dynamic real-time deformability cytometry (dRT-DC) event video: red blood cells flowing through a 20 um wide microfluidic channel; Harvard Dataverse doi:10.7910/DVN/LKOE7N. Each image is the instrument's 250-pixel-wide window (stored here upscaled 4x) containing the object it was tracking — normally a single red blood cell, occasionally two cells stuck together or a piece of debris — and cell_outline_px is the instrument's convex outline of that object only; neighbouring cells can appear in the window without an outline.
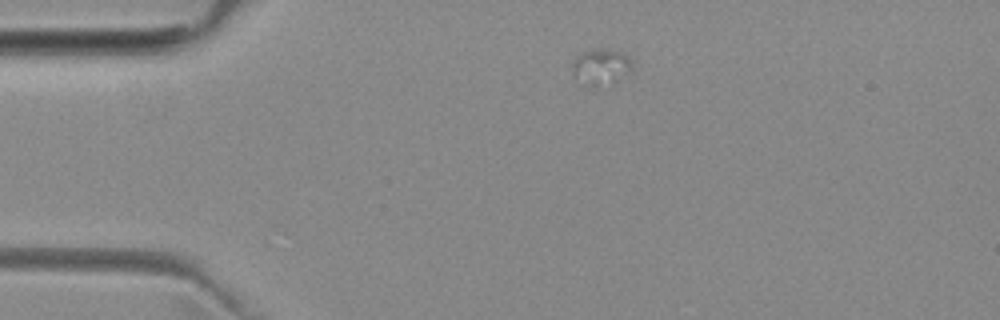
{"species": "common noctule bat (a hibernating species)", "species_latin": "Nyctalus noctula", "temperature_condition": "room temperature", "stored_images_in_passage": 3, "camera_frame_rate_fps": 3000, "um_per_image_px": 0.085, "animal": {"sex": "female", "body_mass_g": 29.2, "forearm_length_mm": 56.3}, "frame": {"image": 1, "passage_image": 1, "time_ms": 0.0, "image_size_px": [1000, 320], "cell_outline_px": [[632, 68], [624, 72], [596, 84], [588, 84], [572, 72], [572, 64], [576, 56], [580, 52], [624, 52], [632, 60]], "centroid_in_image_um": [51.03, 5.59], "position_along_channel_um": 34.0, "area_um2": 10.64}}